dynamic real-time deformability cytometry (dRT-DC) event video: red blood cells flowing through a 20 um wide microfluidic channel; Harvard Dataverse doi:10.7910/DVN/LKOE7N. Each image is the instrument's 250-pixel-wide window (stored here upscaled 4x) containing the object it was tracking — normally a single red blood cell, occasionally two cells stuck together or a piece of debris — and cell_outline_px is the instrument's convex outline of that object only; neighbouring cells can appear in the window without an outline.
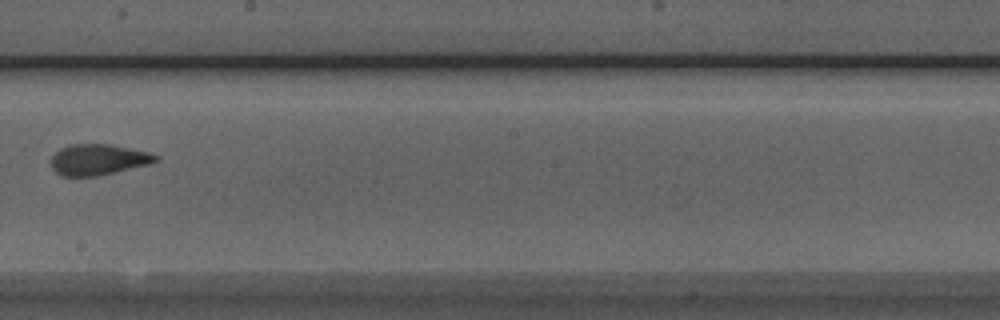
{"species": "Egyptian fruit bat (a non-hibernating species)", "species_latin": "Rousettus aegyptiacus", "temperature_condition": "room temperature", "stored_images_in_passage": 8, "camera_frame_rate_fps": 3000, "um_per_image_px": 0.085, "animal": {"sex": "male"}, "frame": {"image": 1, "passage_image": 8, "time_ms": 8.0, "image_size_px": [1000, 320], "cell_outline_px": [[160, 160], [148, 164], [96, 176], [64, 176], [56, 172], [52, 168], [52, 156], [60, 148], [72, 144], [112, 144], [148, 152], [160, 156]], "centroid_in_image_um": [8.36, 13.55], "position_along_channel_um": 239.8, "area_um2": 18.67}}